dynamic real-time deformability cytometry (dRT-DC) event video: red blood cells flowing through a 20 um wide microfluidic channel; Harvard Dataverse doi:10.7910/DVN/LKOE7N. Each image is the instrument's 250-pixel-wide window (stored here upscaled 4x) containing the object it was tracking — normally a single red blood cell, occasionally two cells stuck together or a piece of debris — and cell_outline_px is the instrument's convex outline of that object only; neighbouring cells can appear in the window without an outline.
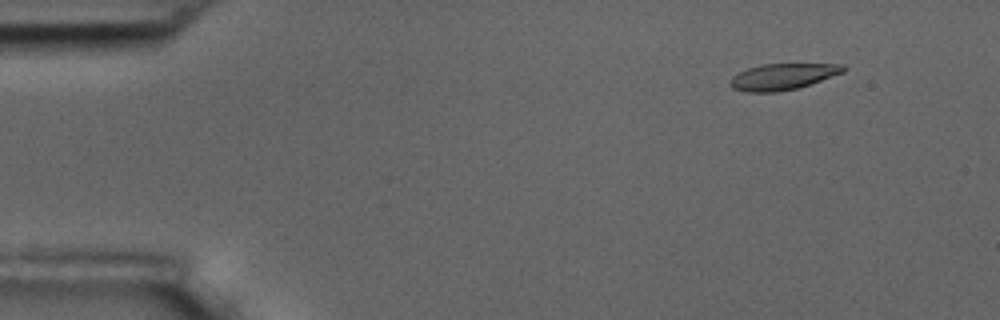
{"species": "common noctule bat (a hibernating species)", "species_latin": "Nyctalus noctula", "temperature_condition": "room temperature", "stored_images_in_passage": 7, "camera_frame_rate_fps": 3000, "um_per_image_px": 0.085, "animal": {"sex": "male", "body_mass_g": 17.5, "forearm_length_mm": 52.3}, "frame": {"image": 1, "passage_image": 2, "time_ms": 1.333, "image_size_px": [1000, 320], "cell_outline_px": [[848, 68], [844, 72], [800, 88], [776, 92], [748, 92], [732, 88], [728, 84], [732, 76], [748, 68], [764, 64], [844, 64]], "centroid_in_image_um": [66.55, 6.52], "position_along_channel_um": 18.4, "area_um2": 17.4}}
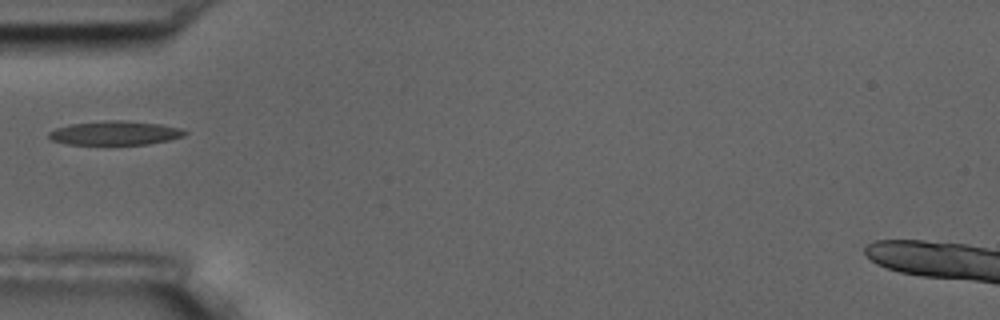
{"frame": {"image": 2, "passage_image": 5, "time_ms": 5.667, "image_size_px": [1000, 320], "cell_outline_px": [[188, 132], [184, 136], [168, 140], [148, 144], [68, 144], [52, 140], [48, 136], [48, 132], [56, 128], [68, 124], [104, 120], [124, 120], [160, 124], [184, 128]], "centroid_in_image_um": [9.8, 11.29], "position_along_channel_um": 75.2, "area_um2": 19.13}}